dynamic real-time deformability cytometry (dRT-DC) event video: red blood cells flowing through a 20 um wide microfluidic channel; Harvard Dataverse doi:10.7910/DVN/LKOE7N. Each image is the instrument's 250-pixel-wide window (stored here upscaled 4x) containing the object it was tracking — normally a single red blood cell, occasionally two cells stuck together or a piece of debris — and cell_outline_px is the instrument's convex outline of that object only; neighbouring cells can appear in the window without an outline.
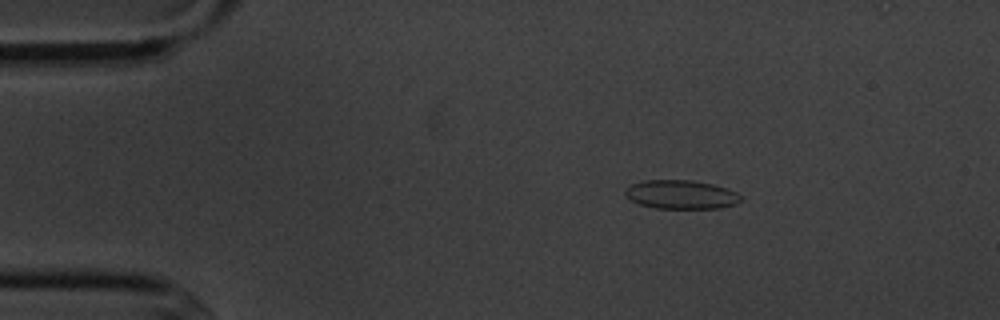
{"species": "common noctule bat (a hibernating species)", "species_latin": "Nyctalus noctula", "temperature_condition": "cold", "stored_images_in_passage": 5, "camera_frame_rate_fps": 3000, "um_per_image_px": 0.085, "animal": {"sex": "male", "body_mass_g": 20.1, "forearm_length_mm": 53.5}, "frame": {"image": 1, "passage_image": 3, "time_ms": 2.333, "image_size_px": [1000, 320], "cell_outline_px": [[740, 200], [736, 204], [720, 208], [656, 208], [640, 204], [624, 196], [624, 192], [632, 184], [644, 180], [692, 180], [712, 184], [728, 188], [736, 192], [740, 196]], "centroid_in_image_um": [57.89, 16.53], "position_along_channel_um": 27.1, "area_um2": 19.31}}